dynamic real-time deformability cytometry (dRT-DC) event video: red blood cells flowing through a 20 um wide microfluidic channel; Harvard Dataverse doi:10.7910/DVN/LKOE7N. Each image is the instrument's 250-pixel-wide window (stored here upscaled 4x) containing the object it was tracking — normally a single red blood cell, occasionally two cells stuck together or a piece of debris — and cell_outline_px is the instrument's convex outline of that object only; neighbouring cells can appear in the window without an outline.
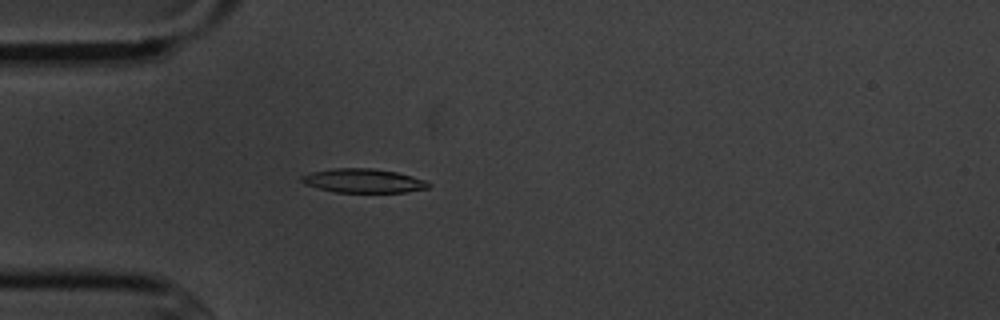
{"species": "common noctule bat (a hibernating species)", "species_latin": "Nyctalus noctula", "temperature_condition": "cold", "stored_images_in_passage": 5, "camera_frame_rate_fps": 3000, "um_per_image_px": 0.085, "animal": {"sex": "male", "body_mass_g": 20.1, "forearm_length_mm": 53.5}, "frame": {"image": 1, "passage_image": 5, "time_ms": 4.667, "image_size_px": [1000, 320], "cell_outline_px": [[432, 184], [428, 188], [404, 192], [336, 192], [304, 184], [300, 180], [300, 176], [312, 172], [336, 168], [372, 168], [396, 172], [412, 176], [424, 180]], "centroid_in_image_um": [30.88, 15.36], "position_along_channel_um": 54.1, "area_um2": 17.57}}